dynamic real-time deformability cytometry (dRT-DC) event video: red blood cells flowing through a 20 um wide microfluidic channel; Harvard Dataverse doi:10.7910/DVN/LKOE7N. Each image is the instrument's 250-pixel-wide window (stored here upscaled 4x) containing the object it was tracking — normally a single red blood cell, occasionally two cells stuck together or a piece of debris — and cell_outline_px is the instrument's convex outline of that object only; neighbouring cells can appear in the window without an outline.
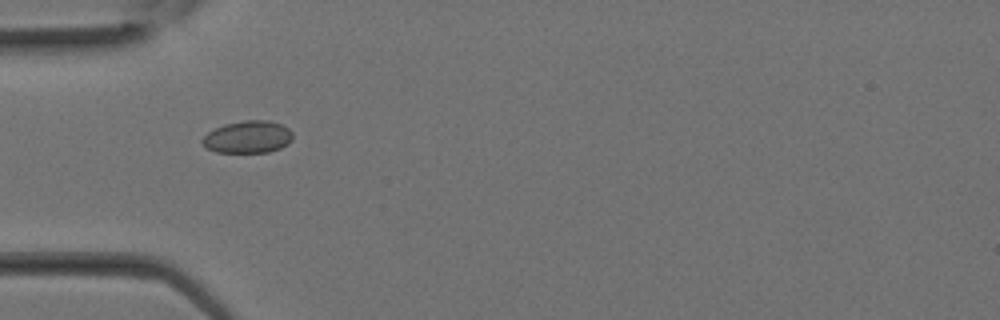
{"species": "Egyptian fruit bat (a non-hibernating species)", "species_latin": "Rousettus aegyptiacus", "temperature_condition": "room temperature", "stored_images_in_passage": 22, "camera_frame_rate_fps": 3000, "um_per_image_px": 0.085, "animal": {"sex": "female"}, "frame": {"image": 1, "passage_image": 1, "time_ms": 0.0, "image_size_px": [1000, 320], "cell_outline_px": [[292, 140], [288, 144], [280, 148], [268, 152], [216, 152], [204, 148], [200, 140], [208, 132], [224, 124], [244, 120], [268, 120], [280, 124], [288, 128], [292, 132]], "centroid_in_image_um": [21.04, 11.64], "position_along_channel_um": 64.0, "area_um2": 17.11}}
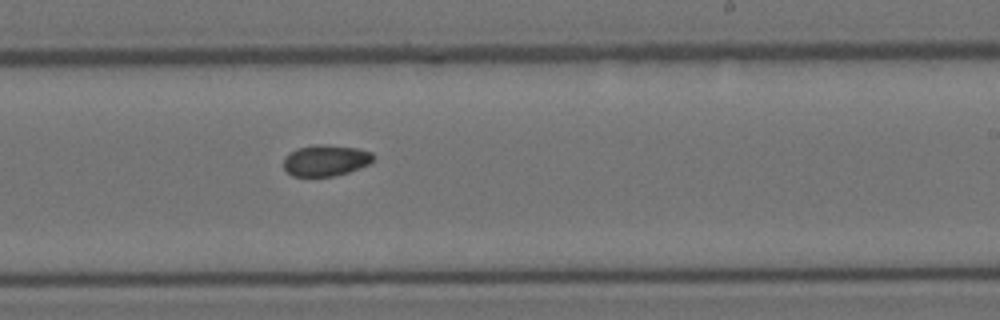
{"frame": {"image": 2, "passage_image": 10, "time_ms": 3.0, "image_size_px": [1000, 320], "cell_outline_px": [[376, 156], [368, 164], [348, 172], [332, 176], [292, 176], [284, 168], [284, 156], [288, 152], [296, 148], [316, 144], [320, 144], [356, 148], [372, 152]], "centroid_in_image_um": [27.65, 13.62], "position_along_channel_um": 261.3, "area_um2": 16.3}}
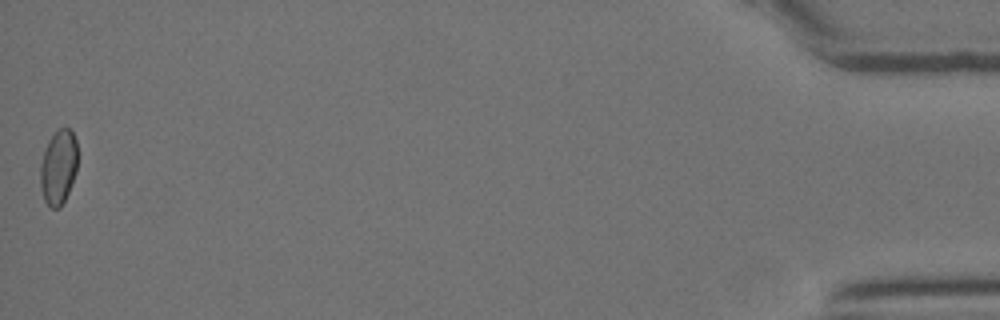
{"frame": {"image": 3, "passage_image": 22, "time_ms": 7.0, "image_size_px": [1000, 320], "cell_outline_px": [[76, 172], [68, 192], [60, 208], [52, 208], [44, 200], [40, 184], [40, 164], [44, 148], [48, 140], [56, 128], [64, 124], [72, 132], [76, 140]], "centroid_in_image_um": [4.94, 14.14], "position_along_channel_um": 430.3, "area_um2": 16.42}}